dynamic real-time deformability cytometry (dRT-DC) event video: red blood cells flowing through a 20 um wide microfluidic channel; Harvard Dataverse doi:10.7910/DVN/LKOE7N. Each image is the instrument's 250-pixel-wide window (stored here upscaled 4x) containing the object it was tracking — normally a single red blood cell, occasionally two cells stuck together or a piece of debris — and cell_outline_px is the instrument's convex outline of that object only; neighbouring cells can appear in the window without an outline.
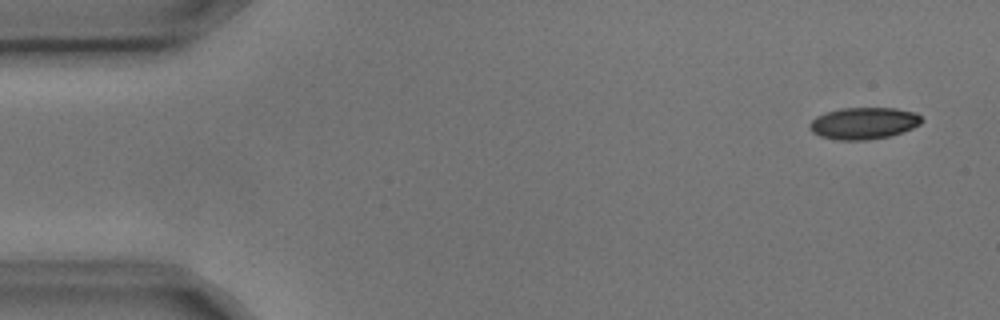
{"species": "common noctule bat (a hibernating species)", "species_latin": "Nyctalus noctula", "temperature_condition": "cold", "stored_images_in_passage": 5, "camera_frame_rate_fps": 3000, "um_per_image_px": 0.085, "animal": {"sex": "male", "body_mass_g": 17.9, "forearm_length_mm": 54.2}, "frame": {"image": 1, "passage_image": 1, "time_ms": 0.0, "image_size_px": [1000, 320], "cell_outline_px": [[924, 120], [920, 124], [912, 128], [892, 136], [864, 140], [836, 140], [820, 136], [812, 132], [808, 128], [808, 124], [816, 116], [824, 112], [840, 108], [896, 108], [916, 112]], "centroid_in_image_um": [73.4, 10.47], "position_along_channel_um": 11.6, "area_um2": 21.04}}
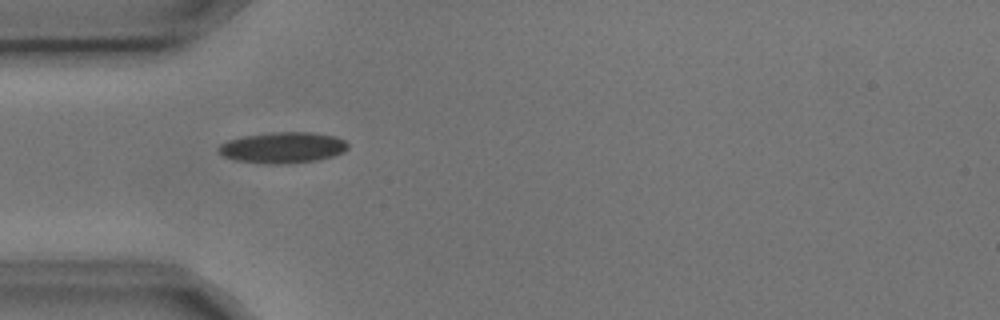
{"frame": {"image": 2, "passage_image": 4, "time_ms": 1.0, "image_size_px": [1000, 320], "cell_outline_px": [[348, 148], [344, 152], [332, 156], [316, 160], [292, 164], [264, 164], [236, 160], [224, 156], [216, 148], [220, 144], [228, 140], [244, 136], [268, 132], [312, 132], [332, 136], [344, 140], [348, 144]], "centroid_in_image_um": [24.02, 12.55], "position_along_channel_um": 61.0, "area_um2": 23.47}}